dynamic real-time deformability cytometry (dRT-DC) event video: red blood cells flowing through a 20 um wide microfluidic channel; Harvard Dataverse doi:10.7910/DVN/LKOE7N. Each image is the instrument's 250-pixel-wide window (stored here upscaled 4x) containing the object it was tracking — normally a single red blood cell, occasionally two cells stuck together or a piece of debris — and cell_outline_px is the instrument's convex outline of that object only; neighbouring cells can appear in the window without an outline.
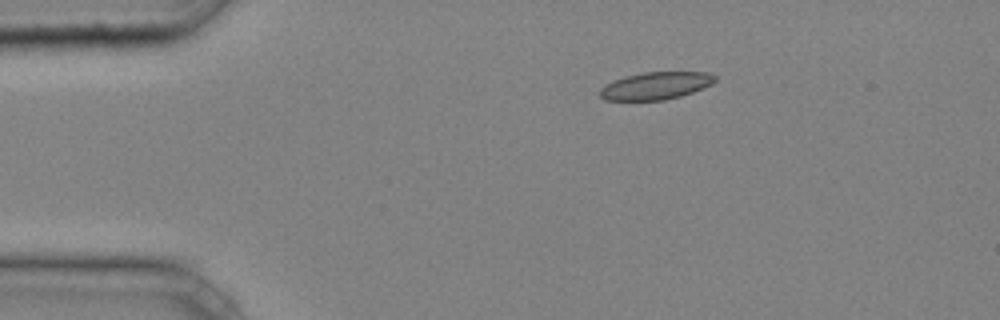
{"species": "common noctule bat (a hibernating species)", "species_latin": "Nyctalus noctula", "temperature_condition": "cold", "stored_images_in_passage": 15, "camera_frame_rate_fps": 3000, "um_per_image_px": 0.085, "animal": {"sex": "male", "body_mass_g": 20.4}, "frame": {"image": 1, "passage_image": 1, "time_ms": 0.0, "image_size_px": [1000, 320], "cell_outline_px": [[716, 80], [712, 84], [692, 92], [680, 96], [664, 100], [604, 100], [600, 96], [600, 88], [604, 84], [612, 80], [624, 76], [644, 72], [708, 72], [716, 76]], "centroid_in_image_um": [55.71, 7.28], "position_along_channel_um": 29.3, "area_um2": 18.5}}
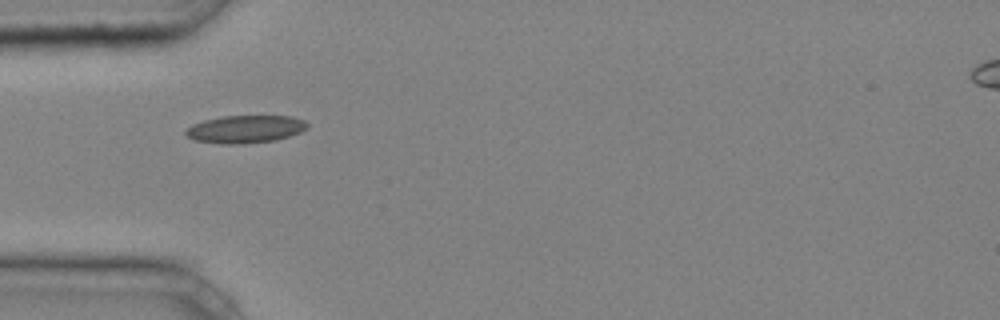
{"frame": {"image": 2, "passage_image": 7, "time_ms": 2.0, "image_size_px": [1000, 320], "cell_outline_px": [[308, 128], [300, 132], [276, 140], [244, 144], [220, 144], [192, 140], [184, 132], [192, 124], [204, 120], [224, 116], [292, 116], [304, 120], [308, 124]], "centroid_in_image_um": [20.84, 10.98], "position_along_channel_um": 64.2, "area_um2": 19.71}}
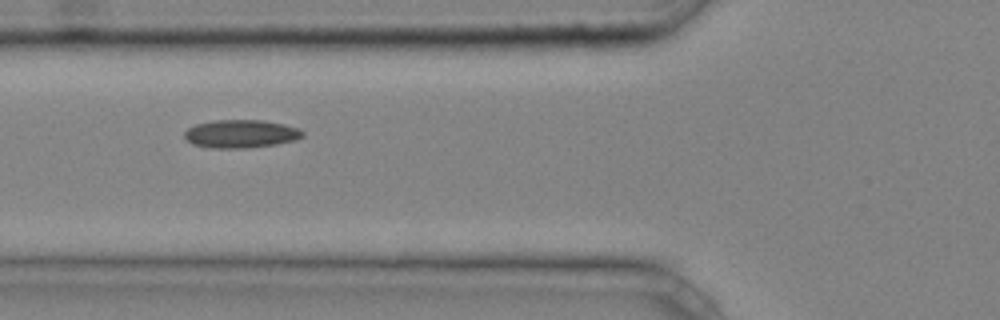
{"frame": {"image": 3, "passage_image": 10, "time_ms": 3.0, "image_size_px": [1000, 320], "cell_outline_px": [[304, 136], [296, 140], [276, 144], [248, 148], [212, 148], [192, 144], [184, 136], [184, 132], [188, 128], [196, 124], [216, 120], [260, 120], [284, 124], [300, 128], [304, 132]], "centroid_in_image_um": [20.5, 11.38], "position_along_channel_um": 105.3, "area_um2": 19.42}}